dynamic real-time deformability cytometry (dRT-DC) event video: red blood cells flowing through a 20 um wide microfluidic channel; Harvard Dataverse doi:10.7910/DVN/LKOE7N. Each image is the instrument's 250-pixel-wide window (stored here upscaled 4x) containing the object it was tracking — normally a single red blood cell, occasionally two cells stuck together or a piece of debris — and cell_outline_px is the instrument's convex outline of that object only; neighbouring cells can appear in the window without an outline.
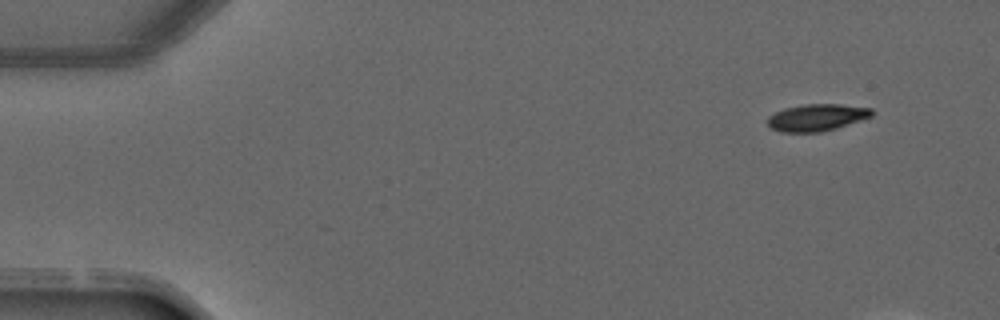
{"species": "common noctule bat (a hibernating species)", "species_latin": "Nyctalus noctula", "temperature_condition": "warm", "stored_images_in_passage": 3, "camera_frame_rate_fps": 3000, "um_per_image_px": 0.085, "animal": {"sex": "male", "forearm_length_mm": 52.5}, "frame": {"image": 1, "passage_image": 1, "time_ms": 0.0, "image_size_px": [1000, 320], "cell_outline_px": [[872, 116], [836, 128], [820, 132], [780, 132], [772, 128], [768, 124], [768, 116], [784, 108], [804, 104], [840, 104], [872, 108]], "centroid_in_image_um": [69.41, 9.98], "position_along_channel_um": 15.6, "area_um2": 16.24}}